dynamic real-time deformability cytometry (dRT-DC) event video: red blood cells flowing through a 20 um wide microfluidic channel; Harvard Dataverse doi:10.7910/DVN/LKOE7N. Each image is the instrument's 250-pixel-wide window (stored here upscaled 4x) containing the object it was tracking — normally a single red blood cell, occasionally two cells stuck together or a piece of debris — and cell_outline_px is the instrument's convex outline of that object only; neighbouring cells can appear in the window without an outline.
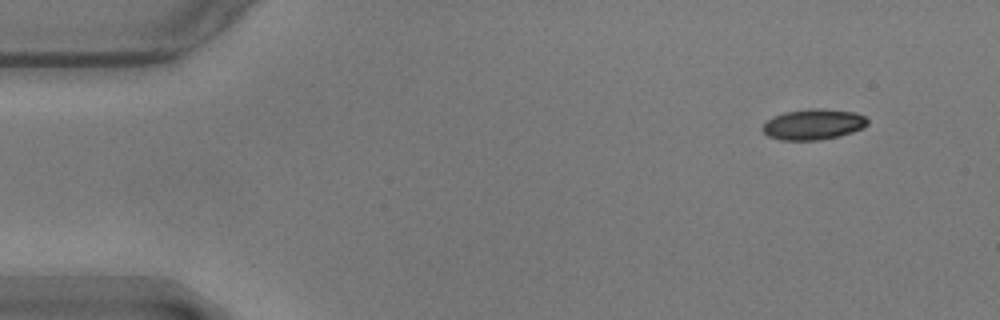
{"species": "common noctule bat (a hibernating species)", "species_latin": "Nyctalus noctula", "temperature_condition": "warm", "stored_images_in_passage": 9, "camera_frame_rate_fps": 3000, "um_per_image_px": 0.085, "animal": {"sex": "male", "body_mass_g": 17.9}, "frame": {"image": 1, "passage_image": 1, "time_ms": 0.0, "image_size_px": [1000, 320], "cell_outline_px": [[868, 124], [864, 128], [840, 136], [816, 140], [780, 140], [768, 136], [760, 128], [768, 120], [784, 112], [816, 108], [856, 112], [864, 116], [868, 120]], "centroid_in_image_um": [69.15, 10.58], "position_along_channel_um": 15.8, "area_um2": 18.67}}